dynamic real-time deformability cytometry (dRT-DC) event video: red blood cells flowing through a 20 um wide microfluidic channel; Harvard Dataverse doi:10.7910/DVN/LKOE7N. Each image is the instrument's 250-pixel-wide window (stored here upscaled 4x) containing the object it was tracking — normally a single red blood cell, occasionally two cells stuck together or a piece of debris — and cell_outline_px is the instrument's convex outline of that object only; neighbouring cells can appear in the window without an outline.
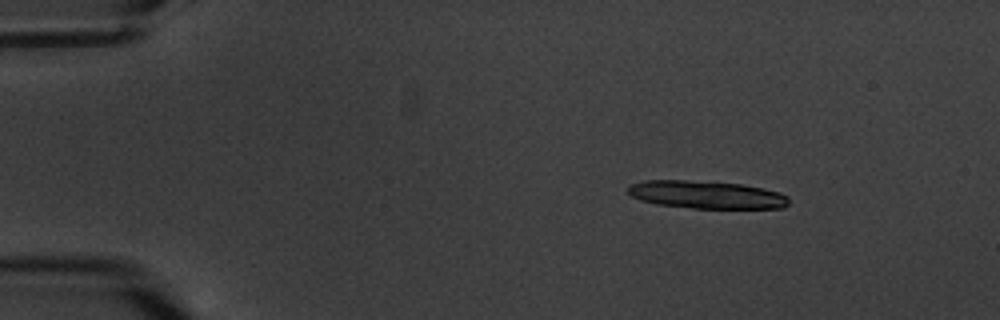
{"species": "common noctule bat (a hibernating species)", "species_latin": "Nyctalus noctula", "temperature_condition": "warm", "stored_images_in_passage": 4, "camera_frame_rate_fps": 3000, "um_per_image_px": 0.085, "animal": {"sex": "male", "body_mass_g": 20.1, "forearm_length_mm": 53.5}, "frame": {"image": 1, "passage_image": 2, "time_ms": 1.333, "image_size_px": [1000, 320], "cell_outline_px": [[788, 204], [784, 208], [692, 208], [656, 204], [640, 200], [632, 196], [628, 192], [628, 184], [644, 180], [684, 180], [740, 184], [764, 188], [780, 192], [788, 196]], "centroid_in_image_um": [60.03, 16.55], "position_along_channel_um": 25.0, "area_um2": 26.07}}